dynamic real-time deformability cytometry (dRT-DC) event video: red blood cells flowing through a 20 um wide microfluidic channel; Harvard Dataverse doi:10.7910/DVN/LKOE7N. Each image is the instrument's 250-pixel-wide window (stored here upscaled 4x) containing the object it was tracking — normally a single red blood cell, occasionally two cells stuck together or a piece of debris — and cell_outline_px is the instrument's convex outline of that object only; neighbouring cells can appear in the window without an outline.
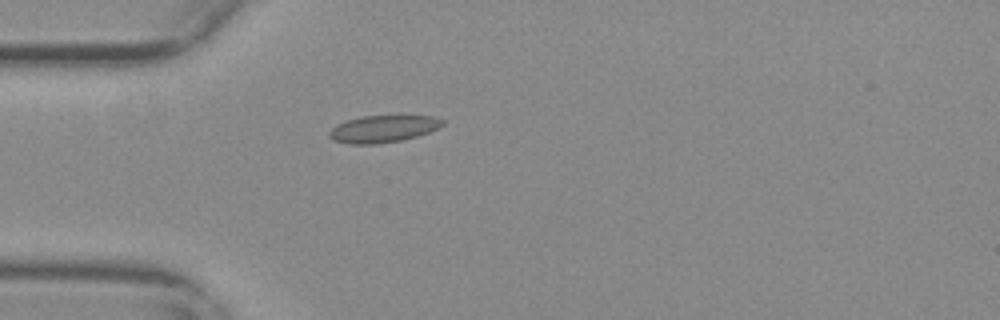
{"species": "common noctule bat (a hibernating species)", "species_latin": "Nyctalus noctula", "temperature_condition": "warm", "stored_images_in_passage": 41, "camera_frame_rate_fps": 3000, "um_per_image_px": 0.085, "animal": {"sex": "female", "body_mass_g": 29.2, "forearm_length_mm": 56.3}, "frame": {"image": 1, "passage_image": 1, "time_ms": 0.0, "image_size_px": [1000, 320], "cell_outline_px": [[444, 124], [440, 128], [416, 136], [400, 140], [376, 144], [352, 144], [336, 140], [328, 136], [328, 132], [336, 124], [360, 116], [396, 112], [400, 112], [436, 116], [444, 120]], "centroid_in_image_um": [32.66, 10.87], "position_along_channel_um": 52.3, "area_um2": 18.9}}
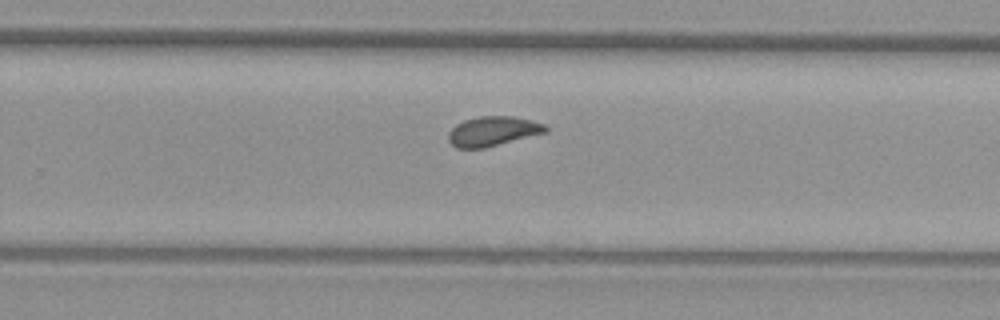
{"frame": {"image": 2, "passage_image": 21, "time_ms": 6.667, "image_size_px": [1000, 320], "cell_outline_px": [[548, 132], [484, 148], [456, 148], [448, 140], [448, 132], [456, 124], [464, 120], [480, 116], [512, 116], [532, 120], [544, 124], [548, 128]], "centroid_in_image_um": [41.9, 11.15], "position_along_channel_um": 287.9, "area_um2": 16.82}}
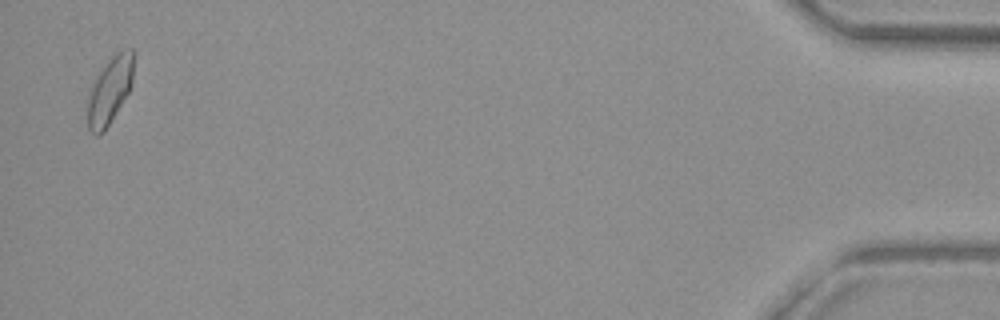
{"frame": {"image": 3, "passage_image": 40, "time_ms": 13.0, "image_size_px": [1000, 320], "cell_outline_px": [[136, 56], [132, 84], [128, 92], [104, 132], [100, 136], [96, 136], [88, 128], [88, 96], [92, 84], [96, 76], [108, 60], [116, 52], [124, 48], [132, 48], [136, 52]], "centroid_in_image_um": [9.37, 7.62], "position_along_channel_um": 425.8, "area_um2": 18.26}, "authors_computed_cell_mechanics": {"area_um2": 16.9354, "velocity_mm_per_s": 3.6686, "shape_relaxation_time_tau1_ms": 6.8734, "shape_relaxation_time_tau2_ms": null, "deformation_change_tau1": 0.1284, "deformation_change_tau2": null}}